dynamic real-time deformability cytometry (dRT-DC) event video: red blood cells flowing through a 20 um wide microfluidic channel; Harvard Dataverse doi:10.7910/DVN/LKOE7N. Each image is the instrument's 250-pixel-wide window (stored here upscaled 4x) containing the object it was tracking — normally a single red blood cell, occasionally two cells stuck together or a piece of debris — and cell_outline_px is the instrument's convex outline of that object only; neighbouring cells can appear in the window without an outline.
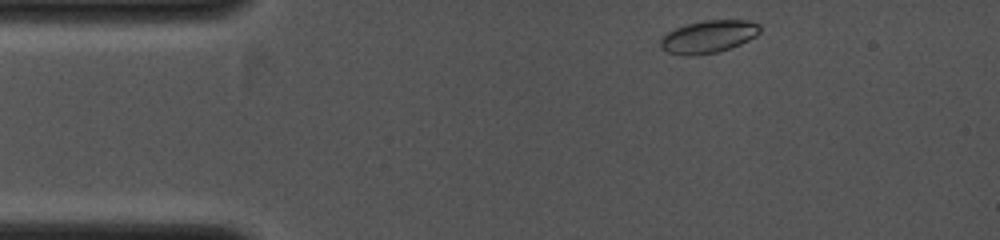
{"species": "common noctule bat (a hibernating species)", "species_latin": "Nyctalus noctula", "temperature_condition": "cold", "stored_images_in_passage": 11, "camera_frame_rate_fps": 4000, "um_per_image_px": 0.085, "animal": {"sex": "female", "body_mass_g": 19.0, "forearm_length_mm": 53.3}, "frame": {"image": 1, "passage_image": 1, "time_ms": 0.0, "image_size_px": [1000, 240], "cell_outline_px": [[760, 32], [756, 36], [740, 44], [716, 52], [692, 56], [688, 56], [664, 52], [660, 48], [660, 40], [668, 32], [676, 28], [688, 24], [704, 20], [748, 20], [760, 24]], "centroid_in_image_um": [60.21, 3.12], "position_along_channel_um": 24.8, "area_um2": 18.84}}
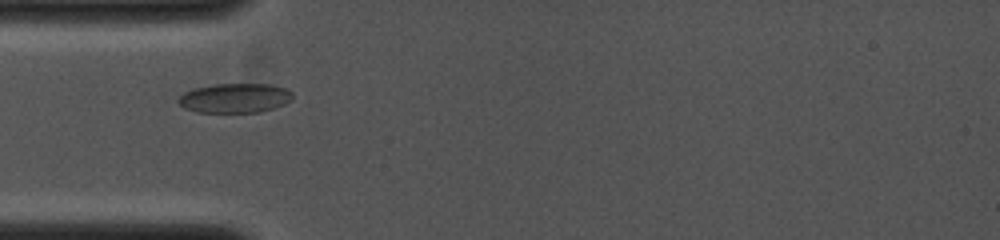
{"frame": {"image": 2, "passage_image": 7, "time_ms": 1.75, "image_size_px": [1000, 240], "cell_outline_px": [[292, 100], [276, 108], [260, 112], [196, 112], [184, 108], [176, 100], [184, 92], [196, 88], [216, 84], [272, 84], [284, 88], [292, 92]], "centroid_in_image_um": [19.98, 8.34], "position_along_channel_um": 65.0, "area_um2": 19.65}}
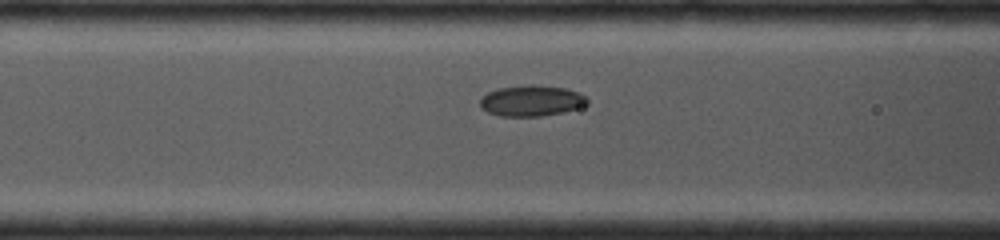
{"frame": {"image": 3, "passage_image": 10, "time_ms": 2.75, "image_size_px": [1000, 240], "cell_outline_px": [[588, 104], [576, 108], [560, 112], [540, 116], [500, 116], [488, 112], [480, 108], [480, 96], [488, 92], [500, 88], [528, 84], [536, 84], [564, 88], [580, 92], [588, 100]], "centroid_in_image_um": [45.14, 8.55], "position_along_channel_um": 121.5, "area_um2": 19.31}}